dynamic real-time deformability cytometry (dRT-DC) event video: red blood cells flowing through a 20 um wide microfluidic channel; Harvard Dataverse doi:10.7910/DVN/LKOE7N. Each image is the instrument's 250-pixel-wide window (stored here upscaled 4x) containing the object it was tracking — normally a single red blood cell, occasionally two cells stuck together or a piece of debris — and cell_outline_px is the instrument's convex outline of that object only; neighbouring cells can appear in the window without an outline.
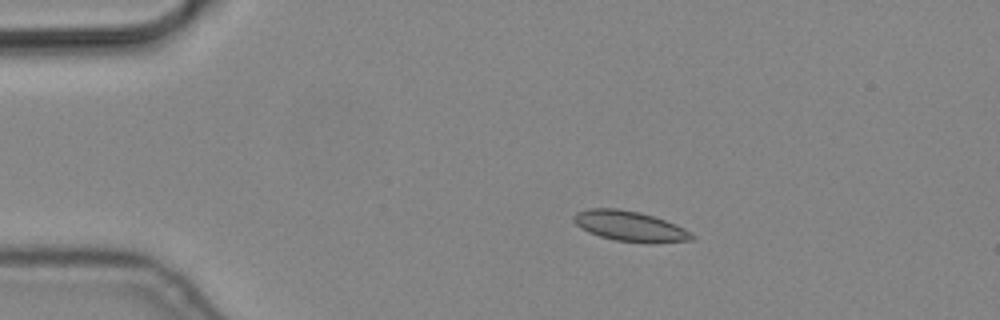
{"species": "common noctule bat (a hibernating species)", "species_latin": "Nyctalus noctula", "temperature_condition": "cold", "stored_images_in_passage": 5, "camera_frame_rate_fps": 3000, "um_per_image_px": 0.085, "animal": {"sex": "male", "body_mass_g": 19.2, "forearm_length_mm": 51.8}, "frame": {"image": 1, "passage_image": 2, "time_ms": 0.333, "image_size_px": [1000, 320], "cell_outline_px": [[692, 240], [652, 244], [648, 244], [616, 240], [600, 236], [588, 232], [580, 228], [572, 220], [572, 216], [576, 212], [588, 208], [616, 208], [640, 212], [676, 224], [684, 228], [692, 236]], "centroid_in_image_um": [53.49, 19.23], "position_along_channel_um": 31.5, "area_um2": 20.92}}
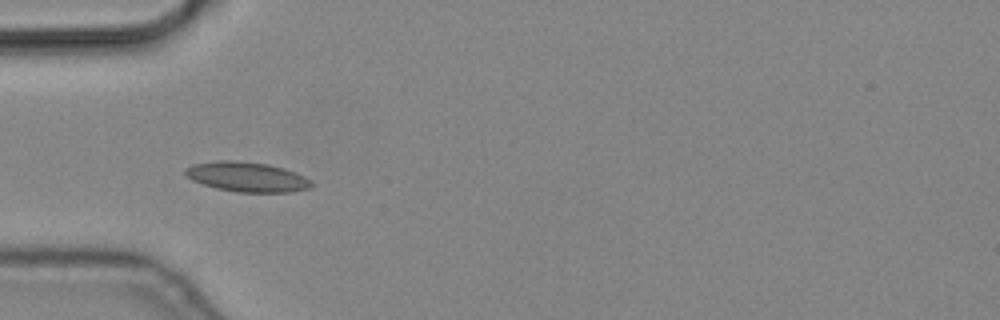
{"frame": {"image": 2, "passage_image": 4, "time_ms": 1.0, "image_size_px": [1000, 320], "cell_outline_px": [[312, 184], [308, 188], [292, 192], [236, 192], [216, 188], [192, 180], [184, 172], [184, 168], [192, 164], [216, 160], [236, 160], [268, 164], [284, 168], [304, 176], [312, 180]], "centroid_in_image_um": [20.97, 15.02], "position_along_channel_um": 64.0, "area_um2": 21.96}}
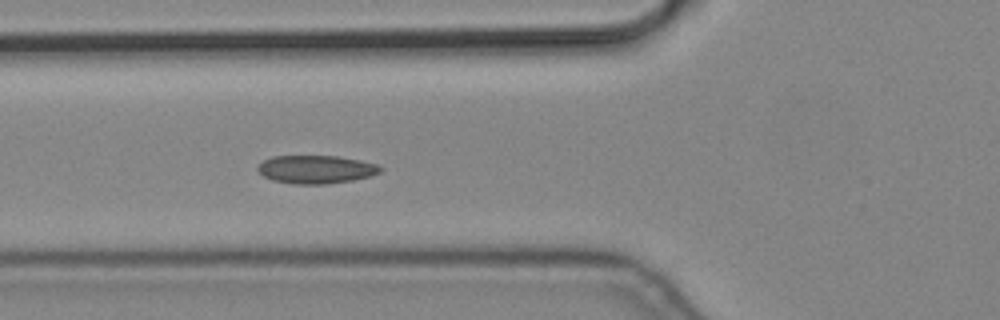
{"frame": {"image": 3, "passage_image": 5, "time_ms": 1.333, "image_size_px": [1000, 320], "cell_outline_px": [[384, 168], [380, 172], [372, 176], [352, 180], [324, 184], [292, 184], [272, 180], [264, 176], [256, 168], [264, 160], [272, 156], [336, 156], [360, 160], [376, 164]], "centroid_in_image_um": [26.87, 14.4], "position_along_channel_um": 98.9, "area_um2": 20.11}}